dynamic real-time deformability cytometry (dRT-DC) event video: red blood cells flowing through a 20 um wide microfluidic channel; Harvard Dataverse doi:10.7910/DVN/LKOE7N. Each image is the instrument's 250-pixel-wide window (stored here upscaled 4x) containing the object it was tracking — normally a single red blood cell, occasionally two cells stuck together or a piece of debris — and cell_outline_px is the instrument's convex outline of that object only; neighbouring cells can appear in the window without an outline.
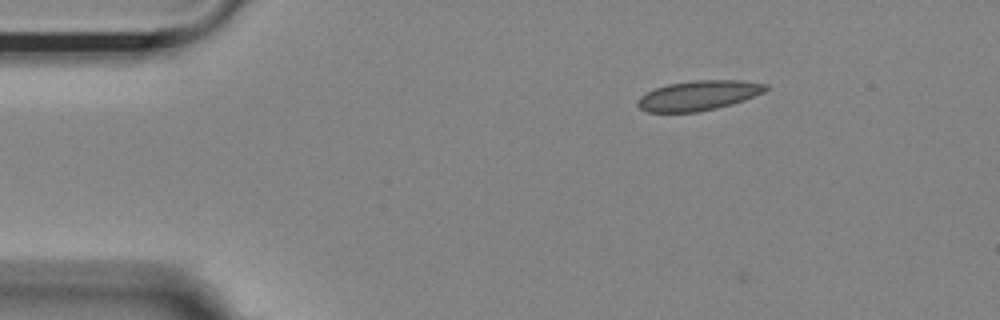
{"species": "Egyptian fruit bat (a non-hibernating species)", "species_latin": "Rousettus aegyptiacus", "temperature_condition": "room temperature", "stored_images_in_passage": 5, "camera_frame_rate_fps": 3000, "um_per_image_px": 0.085, "animal": {"sex": "female"}, "frame": {"image": 1, "passage_image": 4, "time_ms": 1.0, "image_size_px": [1000, 320], "cell_outline_px": [[768, 88], [764, 92], [744, 100], [732, 104], [716, 108], [696, 112], [648, 112], [640, 108], [636, 104], [636, 100], [640, 96], [656, 88], [668, 84], [692, 80], [740, 80], [768, 84]], "centroid_in_image_um": [59.37, 8.11], "position_along_channel_um": 25.6, "area_um2": 22.25}}